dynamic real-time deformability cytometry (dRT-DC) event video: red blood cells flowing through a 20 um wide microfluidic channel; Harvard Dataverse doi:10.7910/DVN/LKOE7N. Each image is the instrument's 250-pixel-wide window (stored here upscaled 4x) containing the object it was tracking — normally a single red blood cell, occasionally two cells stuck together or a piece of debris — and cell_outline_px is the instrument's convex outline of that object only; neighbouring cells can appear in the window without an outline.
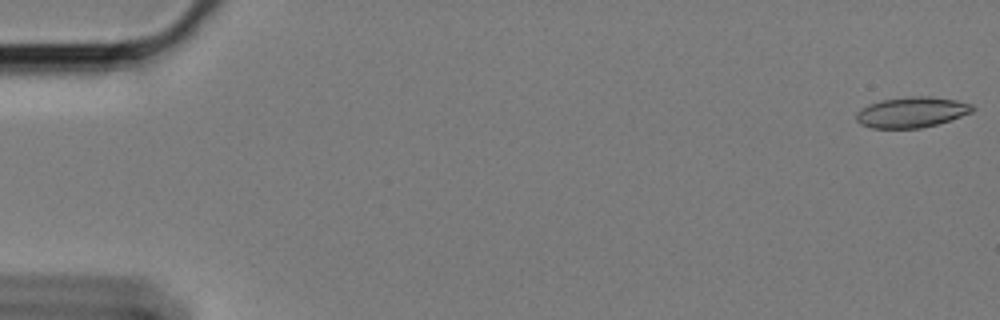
{"species": "Egyptian fruit bat (a non-hibernating species)", "species_latin": "Rousettus aegyptiacus", "temperature_condition": "cold", "stored_images_in_passage": 6, "camera_frame_rate_fps": 3000, "um_per_image_px": 0.085, "animal": {"sex": "female"}, "frame": {"image": 1, "passage_image": 1, "time_ms": 0.0, "image_size_px": [1000, 320], "cell_outline_px": [[976, 108], [972, 112], [936, 124], [920, 128], [872, 128], [860, 124], [856, 120], [856, 112], [860, 108], [868, 104], [880, 100], [912, 96], [928, 96], [956, 100], [972, 104]], "centroid_in_image_um": [77.46, 9.53], "position_along_channel_um": 7.5, "area_um2": 20.69}}